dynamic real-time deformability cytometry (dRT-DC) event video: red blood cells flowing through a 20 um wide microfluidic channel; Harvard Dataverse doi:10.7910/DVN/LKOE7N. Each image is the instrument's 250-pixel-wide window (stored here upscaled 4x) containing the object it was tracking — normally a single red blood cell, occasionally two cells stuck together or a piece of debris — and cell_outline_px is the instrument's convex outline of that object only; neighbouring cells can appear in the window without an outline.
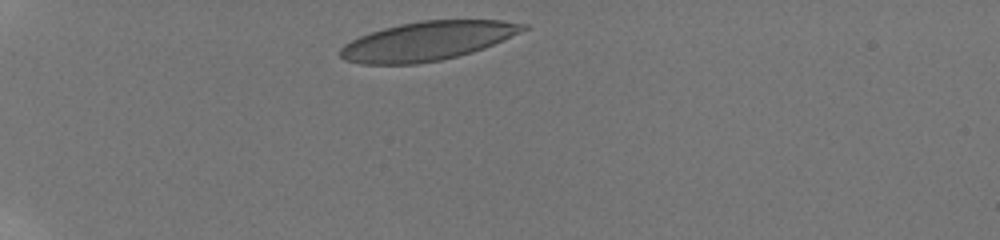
{"species": "human", "species_latin": "Homo sapiens", "temperature_condition": "room temperature", "stored_images_in_passage": 4, "camera_frame_rate_fps": 3000, "um_per_image_px": 0.085, "donor": {"sex": "male"}, "frame": {"image": 1, "passage_image": 1, "time_ms": 0.0, "image_size_px": [1000, 240], "cell_outline_px": [[528, 28], [520, 32], [484, 48], [472, 52], [440, 60], [416, 64], [360, 64], [344, 60], [340, 56], [340, 48], [344, 44], [360, 36], [384, 28], [400, 24], [420, 20], [500, 20], [528, 24]], "centroid_in_image_um": [36.31, 3.49], "position_along_channel_um": 48.7, "area_um2": 41.21}}
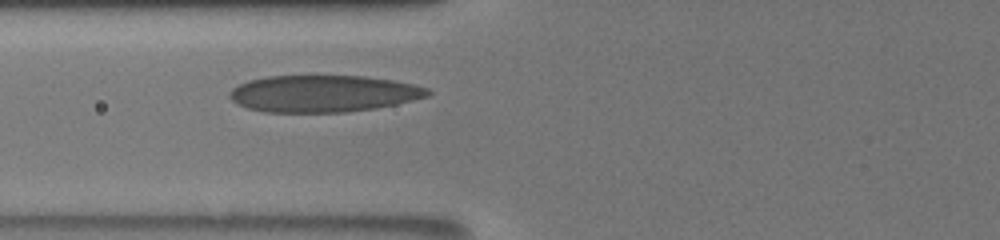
{"frame": {"image": 2, "passage_image": 4, "time_ms": 2.667, "image_size_px": [1000, 240], "cell_outline_px": [[432, 92], [428, 96], [396, 104], [376, 108], [344, 112], [264, 112], [248, 108], [232, 100], [228, 96], [232, 88], [248, 80], [268, 76], [364, 76], [392, 80], [412, 84], [428, 88]], "centroid_in_image_um": [27.48, 7.95], "position_along_channel_um": 98.3, "area_um2": 42.37}}